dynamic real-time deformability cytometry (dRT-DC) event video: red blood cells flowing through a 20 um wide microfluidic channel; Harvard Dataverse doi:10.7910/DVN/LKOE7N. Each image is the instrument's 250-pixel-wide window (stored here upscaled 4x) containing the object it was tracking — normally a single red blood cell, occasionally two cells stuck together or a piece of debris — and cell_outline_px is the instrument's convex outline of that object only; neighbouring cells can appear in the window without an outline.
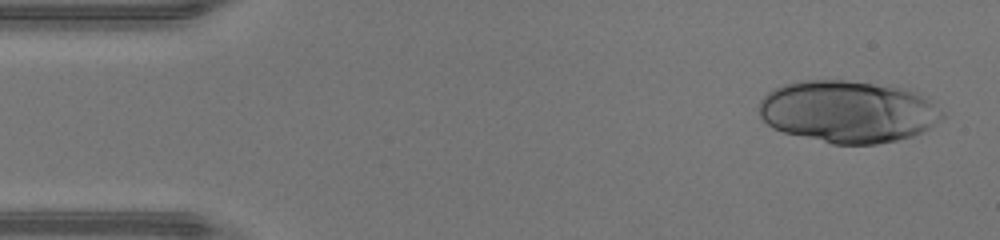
{"species": "human", "species_latin": "Homo sapiens", "temperature_condition": "warm", "stored_images_in_passage": 11, "camera_frame_rate_fps": 3000, "um_per_image_px": 0.085, "donor": {"sex": "male"}, "frame": {"image": 1, "passage_image": 2, "time_ms": 0.333, "image_size_px": [1000, 240], "cell_outline_px": [[944, 116], [940, 120], [928, 128], [912, 136], [896, 140], [876, 144], [832, 144], [784, 132], [772, 128], [760, 116], [760, 100], [768, 92], [784, 84], [800, 80], [844, 80], [904, 88], [928, 96], [944, 112]], "centroid_in_image_um": [72.1, 9.48], "position_along_channel_um": 12.9, "area_um2": 66.35}}